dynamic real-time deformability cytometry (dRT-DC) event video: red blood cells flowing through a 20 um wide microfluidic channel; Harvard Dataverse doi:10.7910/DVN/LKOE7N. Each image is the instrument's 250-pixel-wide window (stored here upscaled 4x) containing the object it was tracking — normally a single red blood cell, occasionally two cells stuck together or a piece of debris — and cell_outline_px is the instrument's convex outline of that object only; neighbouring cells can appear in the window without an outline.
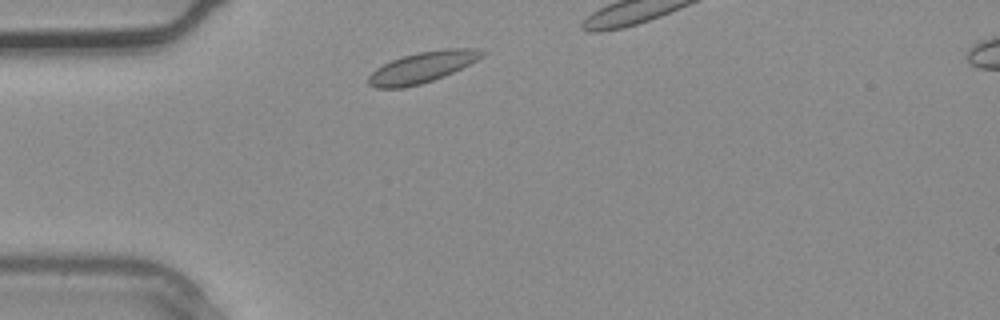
{"species": "common noctule bat (a hibernating species)", "species_latin": "Nyctalus noctula", "temperature_condition": "warm", "stored_images_in_passage": 2, "camera_frame_rate_fps": 3000, "um_per_image_px": 0.085, "animal": {"sex": "male", "body_mass_g": 20.4}, "frame": {"image": 1, "passage_image": 1, "time_ms": 0.0, "image_size_px": [1000, 320], "cell_outline_px": [[484, 56], [444, 76], [420, 84], [404, 88], [376, 88], [368, 84], [368, 76], [376, 68], [392, 60], [404, 56], [420, 52], [444, 48], [480, 48], [484, 52]], "centroid_in_image_um": [35.88, 5.71], "position_along_channel_um": 49.1, "area_um2": 20.23}}